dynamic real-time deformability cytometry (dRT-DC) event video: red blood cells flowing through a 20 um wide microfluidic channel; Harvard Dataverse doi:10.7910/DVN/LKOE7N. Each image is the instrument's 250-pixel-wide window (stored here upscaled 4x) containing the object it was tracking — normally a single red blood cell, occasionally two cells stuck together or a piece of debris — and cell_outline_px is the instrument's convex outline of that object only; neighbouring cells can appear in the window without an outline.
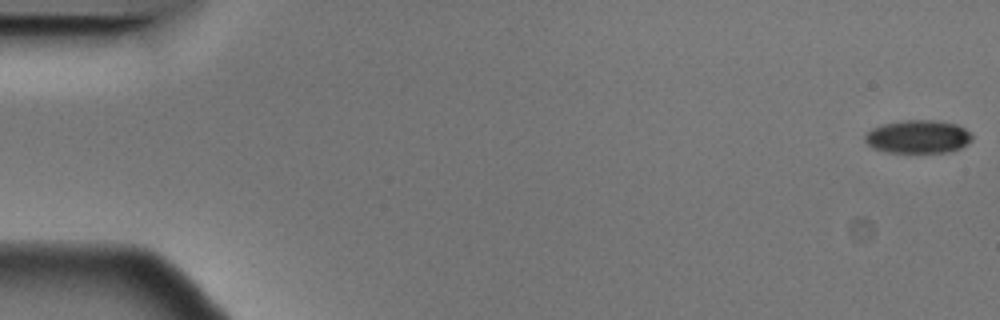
{"species": "Egyptian fruit bat (a non-hibernating species)", "species_latin": "Rousettus aegyptiacus", "temperature_condition": "cold", "stored_images_in_passage": 57, "camera_frame_rate_fps": 3000, "um_per_image_px": 0.085, "animal": {"sex": "male"}, "frame": {"image": 1, "passage_image": 1, "time_ms": 0.0, "image_size_px": [1000, 320], "cell_outline_px": [[972, 140], [960, 148], [948, 152], [884, 152], [872, 148], [864, 140], [864, 136], [872, 128], [884, 124], [904, 120], [940, 120], [956, 124], [964, 128], [972, 136]], "centroid_in_image_um": [78.02, 11.62], "position_along_channel_um": 7.0, "area_um2": 20.69}}
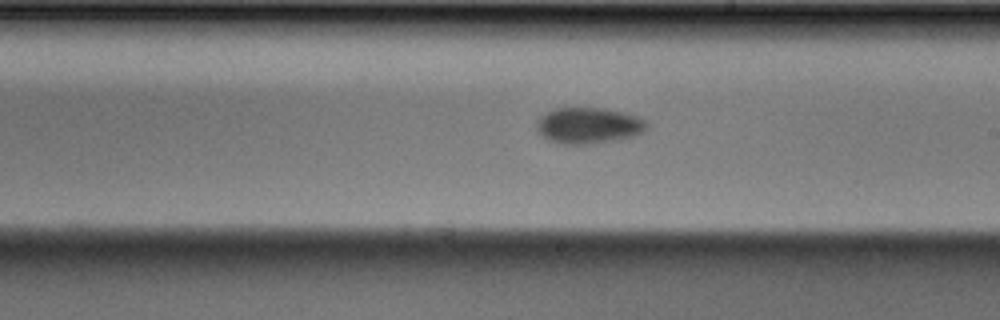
{"frame": {"image": 2, "passage_image": 33, "time_ms": 10.667, "image_size_px": [1000, 320], "cell_outline_px": [[648, 128], [632, 136], [620, 140], [588, 144], [564, 144], [548, 140], [536, 128], [536, 124], [540, 116], [552, 108], [604, 108], [636, 116], [644, 120], [648, 124]], "centroid_in_image_um": [50.0, 10.67], "position_along_channel_um": 239.0, "area_um2": 23.06}}
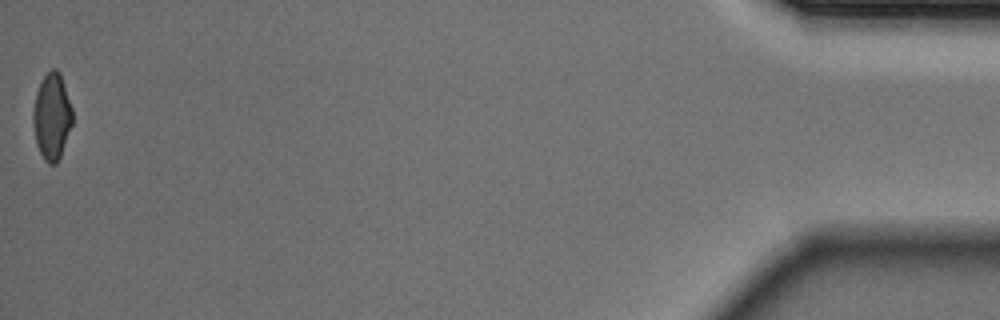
{"frame": {"image": 3, "passage_image": 57, "time_ms": 18.667, "image_size_px": [1000, 320], "cell_outline_px": [[72, 124], [60, 156], [56, 164], [48, 164], [44, 160], [36, 144], [32, 120], [32, 112], [36, 92], [44, 76], [52, 68], [56, 68], [60, 72], [72, 108]], "centroid_in_image_um": [4.39, 9.9], "position_along_channel_um": 430.8, "area_um2": 19.77}, "authors_computed_cell_mechanics": {"area_um2": 21.5594, "velocity_mm_per_s": 3.5516, "shape_relaxation_time_tau1_ms": 2.7772, "shape_relaxation_time_tau2_ms": 6.0058, "deformation_change_tau1": 0.0685, "deformation_change_tau2": 0.1007}}